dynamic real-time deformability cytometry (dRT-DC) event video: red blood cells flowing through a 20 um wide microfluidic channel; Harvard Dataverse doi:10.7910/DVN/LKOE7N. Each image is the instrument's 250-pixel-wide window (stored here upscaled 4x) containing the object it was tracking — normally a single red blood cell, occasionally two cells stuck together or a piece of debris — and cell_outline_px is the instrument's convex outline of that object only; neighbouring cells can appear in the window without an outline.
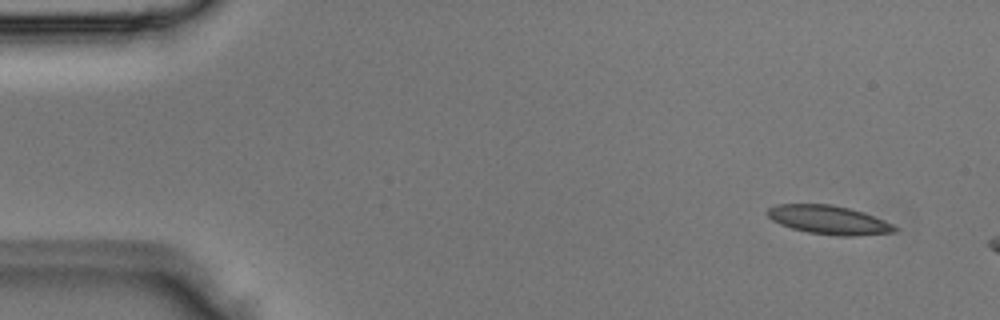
{"species": "Egyptian fruit bat (a non-hibernating species)", "species_latin": "Rousettus aegyptiacus", "temperature_condition": "room temperature", "stored_images_in_passage": 4, "camera_frame_rate_fps": 3000, "um_per_image_px": 0.085, "animal": {"sex": "male"}, "frame": {"image": 1, "passage_image": 1, "time_ms": 0.0, "image_size_px": [1000, 320], "cell_outline_px": [[900, 228], [896, 232], [856, 236], [840, 236], [808, 232], [792, 228], [780, 224], [772, 220], [768, 216], [768, 208], [776, 204], [832, 204], [864, 212], [884, 220]], "centroid_in_image_um": [70.48, 18.69], "position_along_channel_um": 14.5, "area_um2": 21.33}}